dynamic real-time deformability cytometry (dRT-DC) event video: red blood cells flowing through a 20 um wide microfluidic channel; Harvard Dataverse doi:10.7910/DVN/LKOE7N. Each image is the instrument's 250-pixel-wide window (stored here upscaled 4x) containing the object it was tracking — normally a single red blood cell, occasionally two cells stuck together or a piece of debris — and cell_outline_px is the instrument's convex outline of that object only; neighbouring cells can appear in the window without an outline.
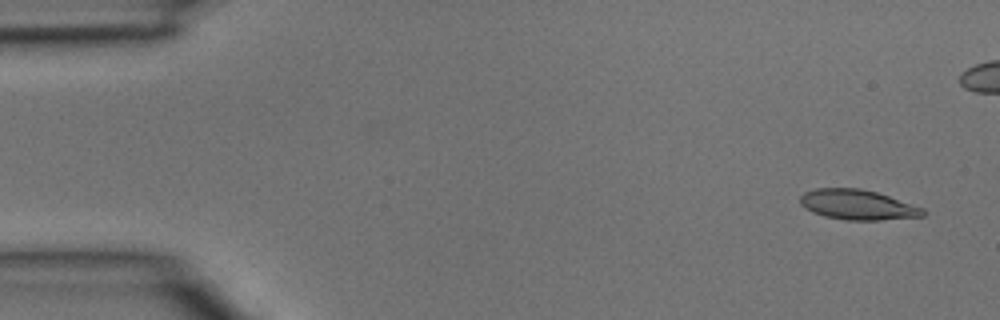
{"species": "common noctule bat (a hibernating species)", "species_latin": "Nyctalus noctula", "temperature_condition": "room temperature", "stored_images_in_passage": 4, "camera_frame_rate_fps": 3000, "um_per_image_px": 0.085, "animal": {"sex": "male", "body_mass_g": 15.6}, "frame": {"image": 1, "passage_image": 1, "time_ms": 0.0, "image_size_px": [1000, 320], "cell_outline_px": [[928, 212], [924, 216], [880, 220], [844, 220], [824, 216], [812, 212], [804, 208], [800, 204], [800, 196], [804, 192], [816, 188], [860, 188], [876, 192], [924, 208]], "centroid_in_image_um": [72.89, 17.41], "position_along_channel_um": 12.1, "area_um2": 21.62}}